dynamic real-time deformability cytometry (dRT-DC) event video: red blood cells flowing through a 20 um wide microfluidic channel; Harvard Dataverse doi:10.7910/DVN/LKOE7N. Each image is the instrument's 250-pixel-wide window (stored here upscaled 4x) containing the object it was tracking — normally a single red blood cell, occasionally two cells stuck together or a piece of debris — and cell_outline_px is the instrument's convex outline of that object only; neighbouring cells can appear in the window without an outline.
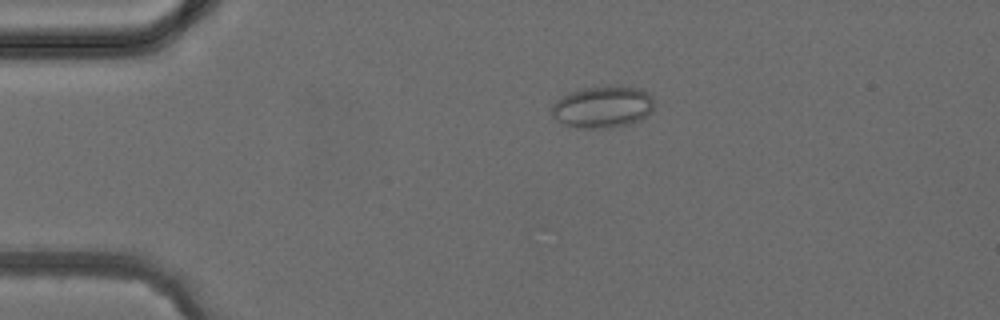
{"species": "common noctule bat (a hibernating species)", "species_latin": "Nyctalus noctula", "temperature_condition": "cold", "stored_images_in_passage": 2, "camera_frame_rate_fps": 3000, "um_per_image_px": 0.085, "animal": {"sex": "female", "body_mass_g": 24.6, "forearm_length_mm": 56.2}, "frame": {"image": 1, "passage_image": 1, "time_ms": 0.0, "image_size_px": [1000, 320], "cell_outline_px": [[652, 108], [640, 120], [628, 124], [608, 128], [580, 128], [564, 124], [556, 120], [552, 116], [552, 104], [556, 100], [568, 92], [584, 88], [636, 88], [652, 96]], "centroid_in_image_um": [51.15, 9.13], "position_along_channel_um": 33.9, "area_um2": 24.22}}